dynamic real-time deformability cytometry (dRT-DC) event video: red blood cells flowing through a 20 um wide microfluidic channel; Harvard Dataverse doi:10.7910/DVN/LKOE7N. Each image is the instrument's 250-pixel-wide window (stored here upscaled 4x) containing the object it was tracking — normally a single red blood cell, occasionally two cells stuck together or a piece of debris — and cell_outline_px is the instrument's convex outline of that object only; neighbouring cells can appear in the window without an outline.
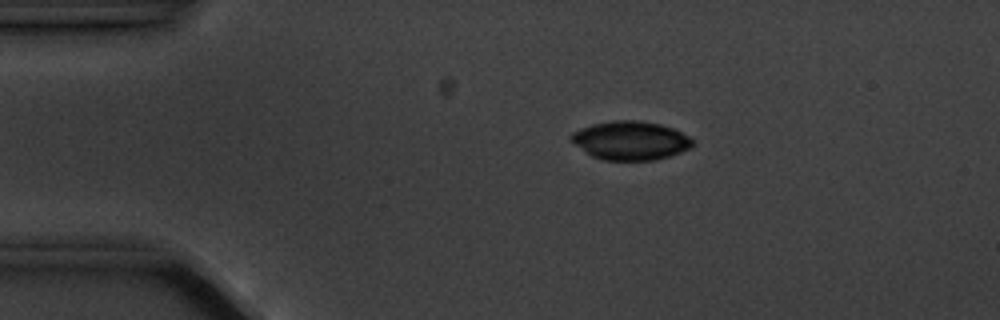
{"species": "common noctule bat (a hibernating species)", "species_latin": "Nyctalus noctula", "temperature_condition": "cold", "stored_images_in_passage": 9, "camera_frame_rate_fps": 3000, "um_per_image_px": 0.085, "animal": {"sex": "male", "body_mass_g": 20.1, "forearm_length_mm": 53.5}, "frame": {"image": 1, "passage_image": 1, "time_ms": 0.0, "image_size_px": [1000, 320], "cell_outline_px": [[696, 144], [692, 148], [656, 160], [604, 160], [592, 156], [576, 144], [568, 136], [572, 132], [580, 128], [592, 124], [612, 120], [636, 120], [660, 124], [672, 128], [688, 136]], "centroid_in_image_um": [53.6, 11.94], "position_along_channel_um": 31.4, "area_um2": 27.34}}
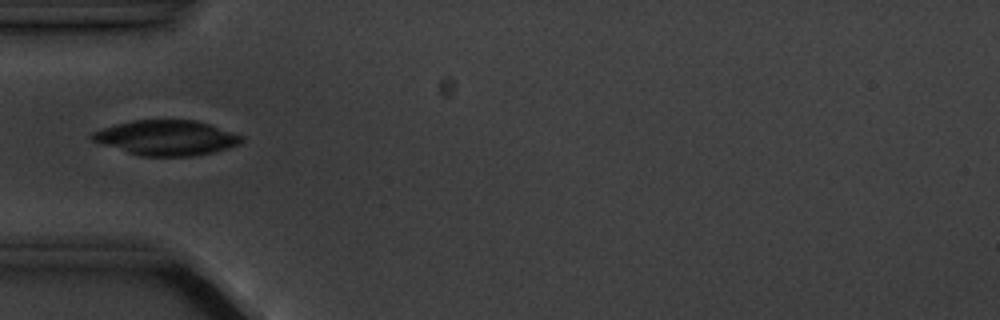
{"frame": {"image": 2, "passage_image": 3, "time_ms": 2.333, "image_size_px": [1000, 320], "cell_outline_px": [[244, 140], [240, 144], [216, 152], [196, 156], [140, 156], [92, 140], [88, 136], [92, 132], [116, 124], [132, 120], [196, 120], [244, 136]], "centroid_in_image_um": [14.18, 11.71], "position_along_channel_um": 70.8, "area_um2": 30.4}}